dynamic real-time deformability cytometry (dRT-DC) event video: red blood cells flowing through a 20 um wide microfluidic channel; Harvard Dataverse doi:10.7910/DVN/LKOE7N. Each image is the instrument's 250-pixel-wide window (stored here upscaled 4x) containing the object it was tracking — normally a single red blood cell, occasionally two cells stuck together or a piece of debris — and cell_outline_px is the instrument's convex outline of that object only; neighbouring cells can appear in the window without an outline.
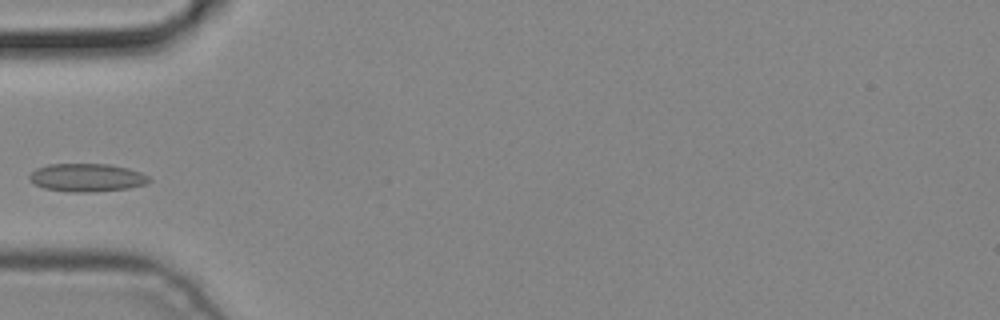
{"species": "common noctule bat (a hibernating species)", "species_latin": "Nyctalus noctula", "temperature_condition": "cold", "stored_images_in_passage": 4, "camera_frame_rate_fps": 3000, "um_per_image_px": 0.085, "animal": {"sex": "male", "body_mass_g": 19.2, "forearm_length_mm": 51.8}, "frame": {"image": 1, "passage_image": 3, "time_ms": 0.667, "image_size_px": [1000, 320], "cell_outline_px": [[152, 180], [148, 184], [128, 188], [92, 192], [68, 192], [44, 188], [28, 180], [28, 176], [36, 168], [48, 164], [108, 164], [128, 168], [140, 172], [148, 176]], "centroid_in_image_um": [7.39, 15.1], "position_along_channel_um": 77.6, "area_um2": 19.71}}
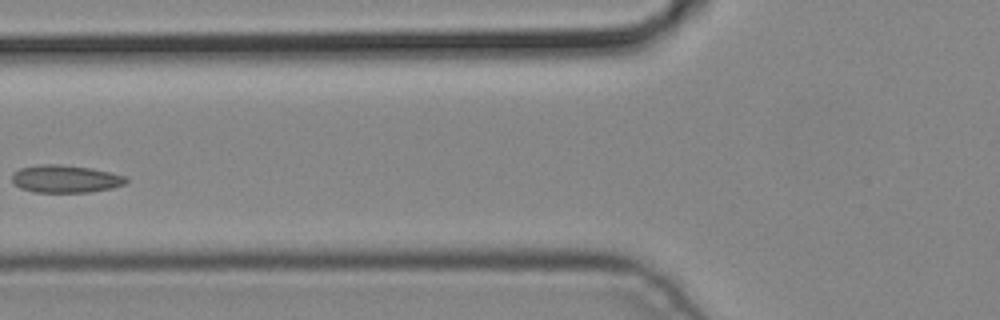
{"frame": {"image": 2, "passage_image": 4, "time_ms": 1.0, "image_size_px": [1000, 320], "cell_outline_px": [[128, 180], [124, 184], [112, 188], [88, 192], [36, 192], [20, 188], [12, 180], [12, 172], [20, 168], [40, 164], [60, 164], [92, 168], [124, 176]], "centroid_in_image_um": [5.53, 15.19], "position_along_channel_um": 120.3, "area_um2": 18.26}}